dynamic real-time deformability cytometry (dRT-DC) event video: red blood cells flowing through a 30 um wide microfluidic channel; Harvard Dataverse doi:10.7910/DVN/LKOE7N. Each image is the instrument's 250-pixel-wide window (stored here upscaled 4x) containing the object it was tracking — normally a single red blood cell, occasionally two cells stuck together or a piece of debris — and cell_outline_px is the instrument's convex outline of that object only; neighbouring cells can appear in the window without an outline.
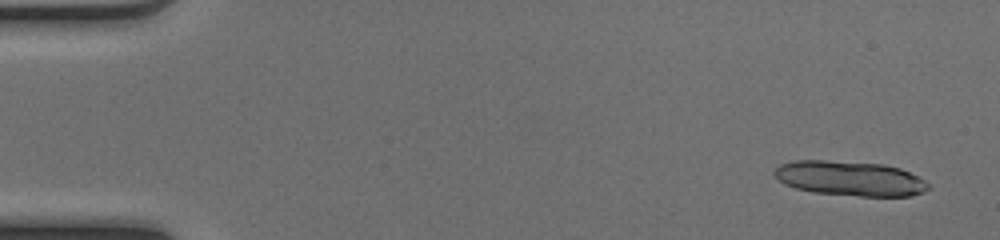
{"species": "common noctule bat (a hibernating species)", "species_latin": "Nyctalus noctula", "temperature_condition": "cold", "stored_images_in_passage": 23, "camera_frame_rate_fps": 3000, "um_per_image_px": 0.085, "animal": {"sex": "female", "body_mass_g": 17.0, "forearm_length_mm": 48.0}, "frame": {"image": 1, "passage_image": 3, "time_ms": 0.667, "image_size_px": [1000, 240], "cell_outline_px": [[928, 188], [924, 192], [912, 196], [860, 196], [812, 192], [796, 188], [784, 184], [772, 172], [780, 164], [792, 160], [824, 160], [884, 164], [900, 168], [924, 180], [928, 184]], "centroid_in_image_um": [72.22, 15.16], "position_along_channel_um": 12.8, "area_um2": 31.15}}